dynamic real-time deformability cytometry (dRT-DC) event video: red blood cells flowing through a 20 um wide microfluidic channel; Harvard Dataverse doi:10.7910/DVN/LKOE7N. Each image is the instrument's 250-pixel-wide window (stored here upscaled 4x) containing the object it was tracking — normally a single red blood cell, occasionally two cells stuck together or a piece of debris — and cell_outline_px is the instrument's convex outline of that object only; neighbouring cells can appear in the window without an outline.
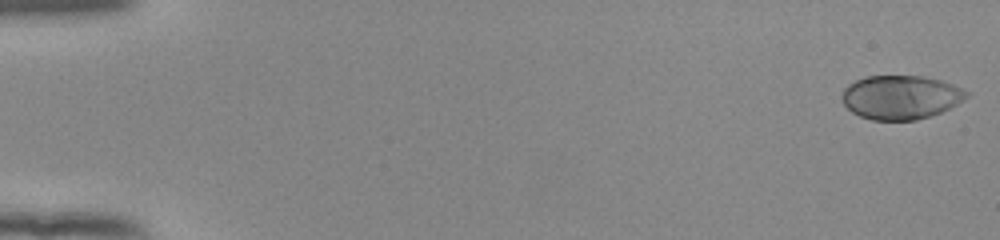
{"species": "human", "species_latin": "Homo sapiens", "temperature_condition": "room temperature", "stored_images_in_passage": 54, "camera_frame_rate_fps": 3000, "um_per_image_px": 0.085, "donor": {"sex": "female"}, "frame": {"image": 1, "passage_image": 1, "time_ms": 0.0, "image_size_px": [1000, 240], "cell_outline_px": [[968, 96], [964, 100], [940, 112], [916, 120], [872, 120], [860, 116], [852, 112], [844, 104], [840, 96], [844, 88], [848, 84], [864, 76], [924, 76], [940, 80], [952, 84], [968, 92]], "centroid_in_image_um": [76.52, 8.26], "position_along_channel_um": 8.5, "area_um2": 31.79}}
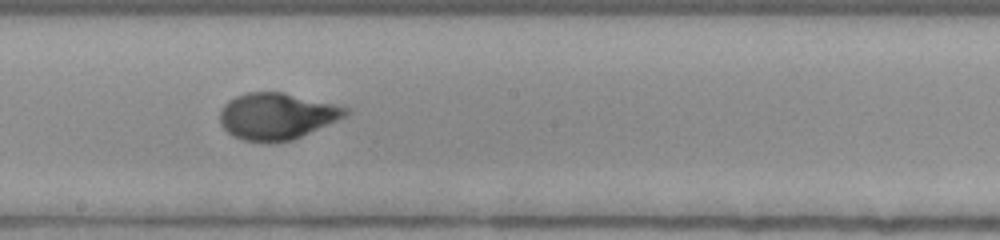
{"frame": {"image": 2, "passage_image": 31, "time_ms": 10.0, "image_size_px": [1000, 240], "cell_outline_px": [[352, 112], [336, 120], [292, 140], [268, 144], [244, 140], [232, 136], [220, 124], [220, 108], [228, 100], [236, 96], [248, 92], [284, 92], [348, 108]], "centroid_in_image_um": [23.46, 9.88], "position_along_channel_um": 224.7, "area_um2": 34.04}}
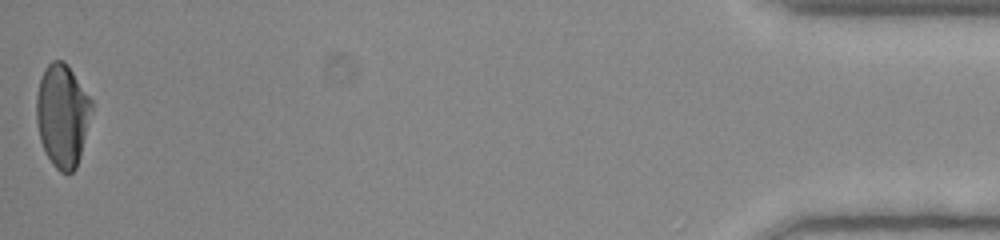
{"frame": {"image": 3, "passage_image": 54, "time_ms": 17.667, "image_size_px": [1000, 240], "cell_outline_px": [[92, 108], [80, 156], [76, 168], [72, 172], [60, 172], [52, 164], [44, 152], [40, 140], [36, 120], [36, 96], [40, 80], [44, 68], [52, 60], [64, 60], [68, 64], [92, 100]], "centroid_in_image_um": [5.28, 9.79], "position_along_channel_um": 429.9, "area_um2": 33.18}, "authors_computed_cell_mechanics": {"area_um2": 32.6281, "velocity_mm_per_s": 3.8197, "shape_relaxation_time_tau1_ms": 4.1434, "shape_relaxation_time_tau2_ms": null, "deformation_change_tau1": 0.2104, "deformation_change_tau2": null}}